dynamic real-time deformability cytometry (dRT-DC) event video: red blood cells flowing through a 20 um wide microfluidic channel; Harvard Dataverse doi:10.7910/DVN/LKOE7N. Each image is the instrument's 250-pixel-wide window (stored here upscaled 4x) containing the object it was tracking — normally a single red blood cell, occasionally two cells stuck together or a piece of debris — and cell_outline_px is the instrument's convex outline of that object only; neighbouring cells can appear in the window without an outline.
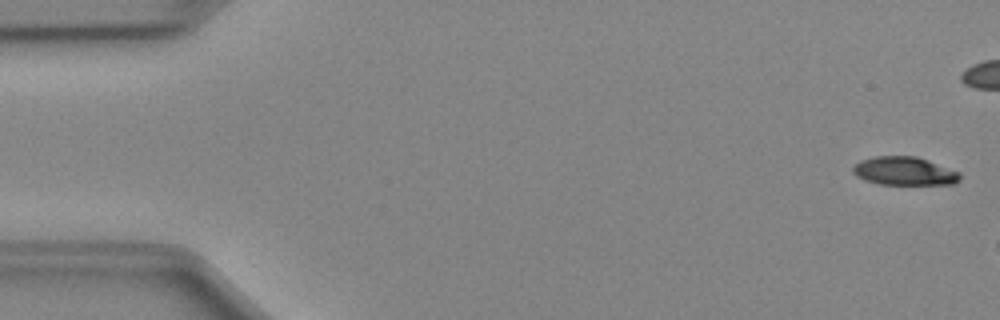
{"species": "Egyptian fruit bat (a non-hibernating species)", "species_latin": "Rousettus aegyptiacus", "temperature_condition": "cold", "stored_images_in_passage": 7, "camera_frame_rate_fps": 3000, "um_per_image_px": 0.085, "animal": {"sex": "female"}, "frame": {"image": 1, "passage_image": 1, "time_ms": 0.0, "image_size_px": [1000, 320], "cell_outline_px": [[960, 180], [956, 184], [880, 184], [864, 180], [856, 176], [852, 172], [852, 168], [860, 160], [876, 156], [916, 156], [928, 160], [960, 172]], "centroid_in_image_um": [76.87, 14.54], "position_along_channel_um": 8.1, "area_um2": 17.74}}